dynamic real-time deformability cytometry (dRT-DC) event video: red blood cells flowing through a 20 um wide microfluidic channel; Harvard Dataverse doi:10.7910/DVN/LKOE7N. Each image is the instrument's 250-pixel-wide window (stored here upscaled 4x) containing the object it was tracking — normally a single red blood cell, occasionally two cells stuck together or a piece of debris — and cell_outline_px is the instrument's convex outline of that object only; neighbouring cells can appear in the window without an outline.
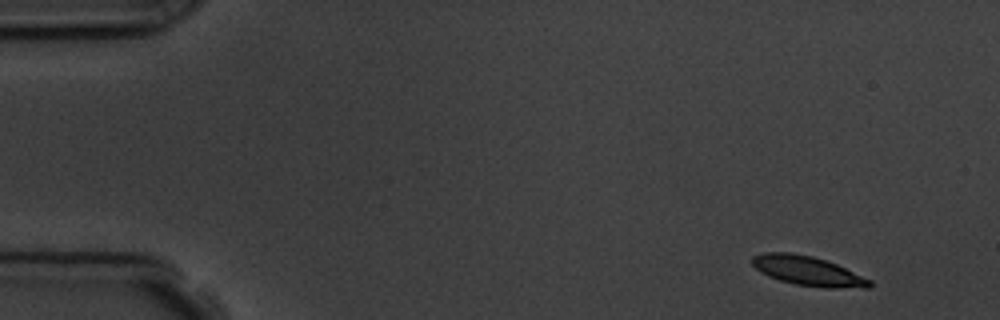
{"species": "common noctule bat (a hibernating species)", "species_latin": "Nyctalus noctula", "temperature_condition": "room temperature", "stored_images_in_passage": 4, "camera_frame_rate_fps": 3000, "um_per_image_px": 0.085, "animal": {"sex": "male", "body_mass_g": 19.5, "forearm_length_mm": 54.6}, "frame": {"image": 1, "passage_image": 1, "time_ms": 0.0, "image_size_px": [1000, 320], "cell_outline_px": [[872, 288], [824, 288], [796, 284], [780, 280], [768, 276], [760, 272], [752, 264], [752, 256], [764, 252], [792, 252], [812, 256], [836, 264], [872, 280]], "centroid_in_image_um": [68.68, 23.03], "position_along_channel_um": 16.3, "area_um2": 20.23}}
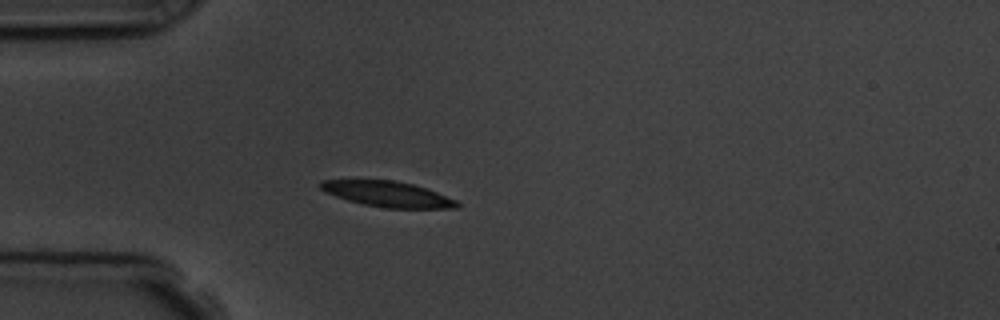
{"frame": {"image": 2, "passage_image": 4, "time_ms": 3.667, "image_size_px": [1000, 320], "cell_outline_px": [[460, 208], [384, 208], [364, 204], [348, 200], [336, 196], [320, 188], [320, 180], [396, 180], [412, 184], [436, 192], [456, 200], [460, 204]], "centroid_in_image_um": [32.98, 16.5], "position_along_channel_um": 52.0, "area_um2": 20.06}}